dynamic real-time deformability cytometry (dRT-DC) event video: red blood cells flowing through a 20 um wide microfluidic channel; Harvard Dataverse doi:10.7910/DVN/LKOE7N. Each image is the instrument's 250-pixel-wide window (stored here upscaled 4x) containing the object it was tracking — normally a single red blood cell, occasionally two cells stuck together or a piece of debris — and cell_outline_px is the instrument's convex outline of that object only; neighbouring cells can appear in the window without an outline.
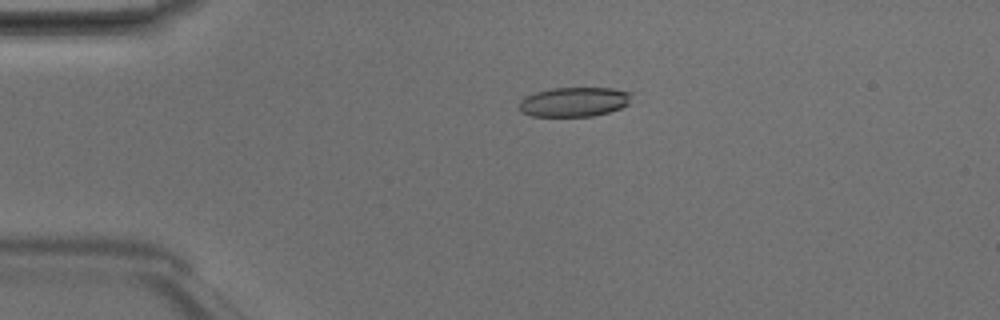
{"species": "Egyptian fruit bat (a non-hibernating species)", "species_latin": "Rousettus aegyptiacus", "temperature_condition": "room temperature", "stored_images_in_passage": 4, "camera_frame_rate_fps": 3000, "um_per_image_px": 0.085, "animal": {"sex": "male"}, "frame": {"image": 1, "passage_image": 3, "time_ms": 0.667, "image_size_px": [1000, 320], "cell_outline_px": [[632, 92], [628, 104], [620, 108], [608, 112], [592, 116], [532, 116], [520, 112], [520, 100], [524, 96], [536, 92], [552, 88], [612, 88]], "centroid_in_image_um": [48.79, 8.65], "position_along_channel_um": 36.2, "area_um2": 19.31}}